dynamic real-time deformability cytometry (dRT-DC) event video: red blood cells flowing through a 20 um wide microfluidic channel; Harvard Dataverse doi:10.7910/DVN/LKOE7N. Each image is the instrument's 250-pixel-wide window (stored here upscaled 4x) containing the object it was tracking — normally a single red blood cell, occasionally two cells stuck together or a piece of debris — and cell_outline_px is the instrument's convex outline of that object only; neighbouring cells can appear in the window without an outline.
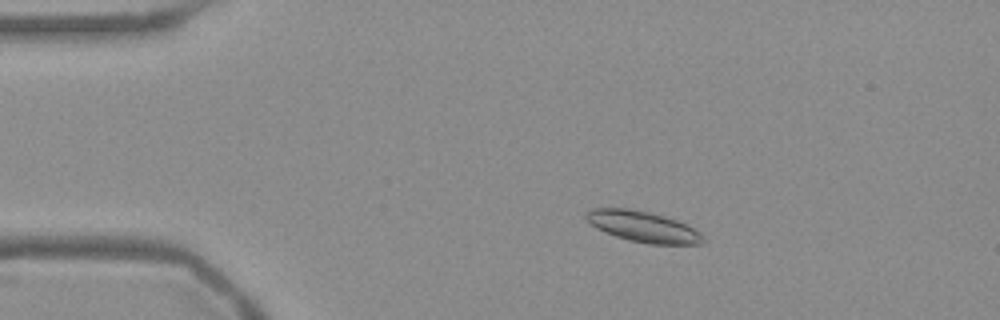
{"species": "Egyptian fruit bat (a non-hibernating species)", "species_latin": "Rousettus aegyptiacus", "temperature_condition": "warm", "stored_images_in_passage": 49, "camera_frame_rate_fps": 3000, "um_per_image_px": 0.085, "frame": {"image": 1, "passage_image": 5, "time_ms": 1.333, "image_size_px": [1000, 320], "cell_outline_px": [[704, 240], [700, 244], [648, 244], [628, 240], [616, 236], [596, 228], [584, 216], [584, 212], [592, 208], [628, 208], [648, 212], [664, 216], [688, 224], [700, 232], [704, 236]], "centroid_in_image_um": [54.66, 19.26], "position_along_channel_um": 30.3, "area_um2": 21.04}}
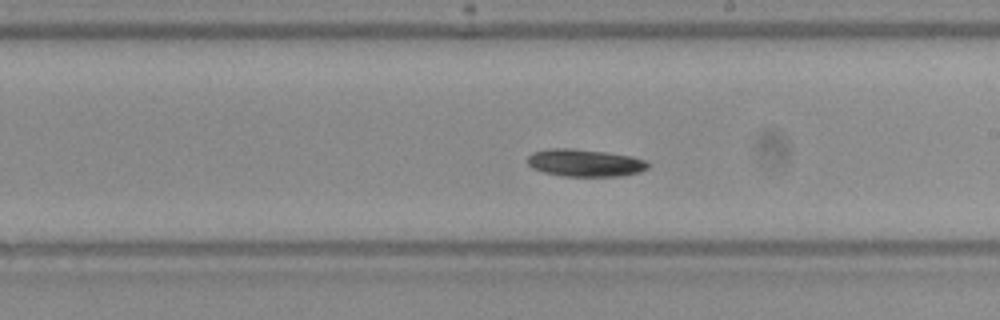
{"frame": {"image": 2, "passage_image": 26, "time_ms": 8.333, "image_size_px": [1000, 320], "cell_outline_px": [[648, 168], [640, 172], [624, 176], [564, 176], [544, 172], [532, 168], [528, 164], [528, 156], [532, 152], [552, 148], [572, 148], [604, 152], [632, 156], [648, 160]], "centroid_in_image_um": [49.74, 13.84], "position_along_channel_um": 239.3, "area_um2": 19.31}}
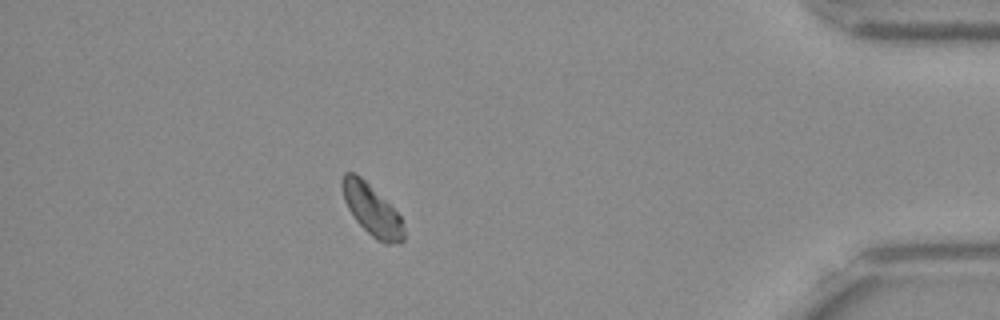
{"frame": {"image": 3, "passage_image": 43, "time_ms": 14.0, "image_size_px": [1000, 320], "cell_outline_px": [[404, 240], [400, 244], [384, 244], [376, 240], [352, 216], [344, 200], [340, 188], [340, 180], [344, 172], [356, 172], [400, 216], [404, 232]], "centroid_in_image_um": [31.56, 17.85], "position_along_channel_um": 403.6, "area_um2": 18.21}, "authors_computed_cell_mechanics": {"area_um2": 19.0162, "velocity_mm_per_s": 3.7291, "shape_relaxation_time_tau1_ms": 2.5474, "shape_relaxation_time_tau2_ms": null, "deformation_change_tau1": 0.072, "deformation_change_tau2": null}}